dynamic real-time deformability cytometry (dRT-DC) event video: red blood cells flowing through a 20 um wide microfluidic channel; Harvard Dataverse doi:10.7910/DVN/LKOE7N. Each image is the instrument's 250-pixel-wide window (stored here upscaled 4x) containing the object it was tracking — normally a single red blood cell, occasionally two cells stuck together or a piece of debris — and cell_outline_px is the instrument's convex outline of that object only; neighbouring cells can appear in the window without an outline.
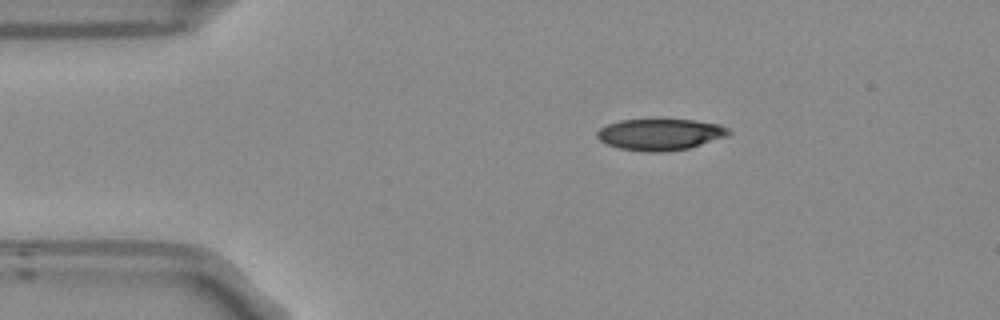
{"species": "Egyptian fruit bat (a non-hibernating species)", "species_latin": "Rousettus aegyptiacus", "temperature_condition": "room temperature", "stored_images_in_passage": 45, "camera_frame_rate_fps": 3000, "um_per_image_px": 0.085, "frame": {"image": 1, "passage_image": 1, "time_ms": 0.0, "image_size_px": [1000, 320], "cell_outline_px": [[732, 132], [728, 136], [688, 148], [664, 152], [644, 152], [620, 148], [608, 144], [600, 140], [596, 136], [596, 132], [600, 128], [608, 124], [620, 120], [652, 116], [656, 116], [692, 120], [720, 124], [728, 128]], "centroid_in_image_um": [56.11, 11.37], "position_along_channel_um": 28.9, "area_um2": 25.09}}
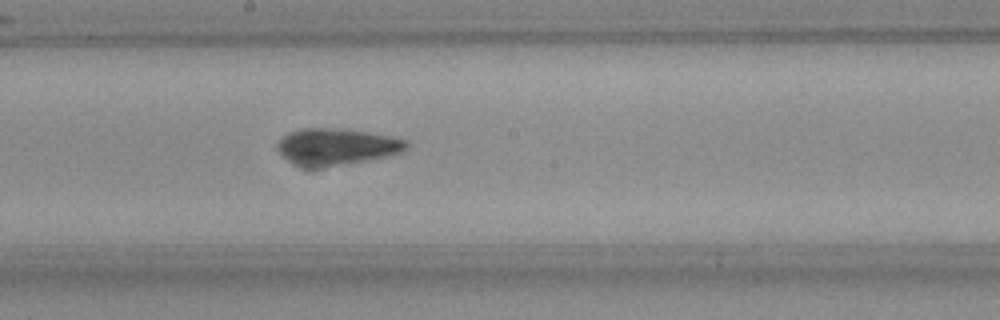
{"frame": {"image": 2, "passage_image": 20, "time_ms": 6.333, "image_size_px": [1000, 320], "cell_outline_px": [[408, 148], [400, 152], [384, 156], [364, 160], [316, 168], [304, 168], [280, 156], [276, 148], [276, 144], [280, 136], [296, 128], [340, 128], [368, 132], [392, 136], [408, 140]], "centroid_in_image_um": [28.51, 12.44], "position_along_channel_um": 219.7, "area_um2": 27.74}}
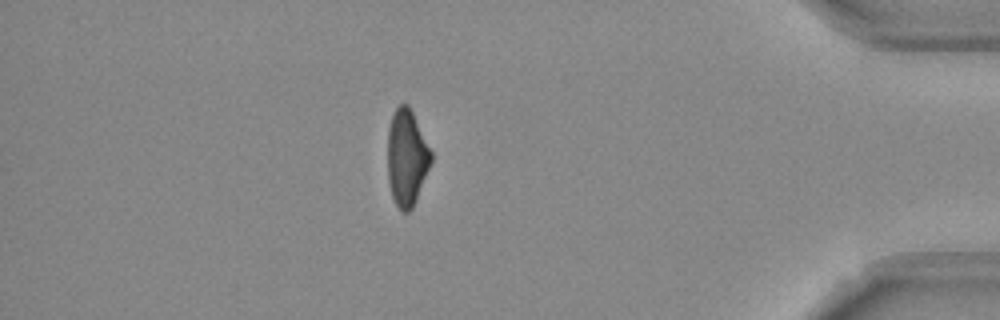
{"frame": {"image": 3, "passage_image": 38, "time_ms": 12.333, "image_size_px": [1000, 320], "cell_outline_px": [[432, 160], [416, 200], [412, 208], [408, 212], [400, 212], [392, 196], [388, 180], [388, 128], [392, 112], [400, 104], [408, 104], [432, 152]], "centroid_in_image_um": [34.56, 13.4], "position_along_channel_um": 400.6, "area_um2": 24.33}, "authors_computed_cell_mechanics": {"area_um2": 25.721, "velocity_mm_per_s": 3.7634, "shape_relaxation_time_tau1_ms": null, "shape_relaxation_time_tau2_ms": 4.1886, "deformation_change_tau1": null, "deformation_change_tau2": 0.1194}}